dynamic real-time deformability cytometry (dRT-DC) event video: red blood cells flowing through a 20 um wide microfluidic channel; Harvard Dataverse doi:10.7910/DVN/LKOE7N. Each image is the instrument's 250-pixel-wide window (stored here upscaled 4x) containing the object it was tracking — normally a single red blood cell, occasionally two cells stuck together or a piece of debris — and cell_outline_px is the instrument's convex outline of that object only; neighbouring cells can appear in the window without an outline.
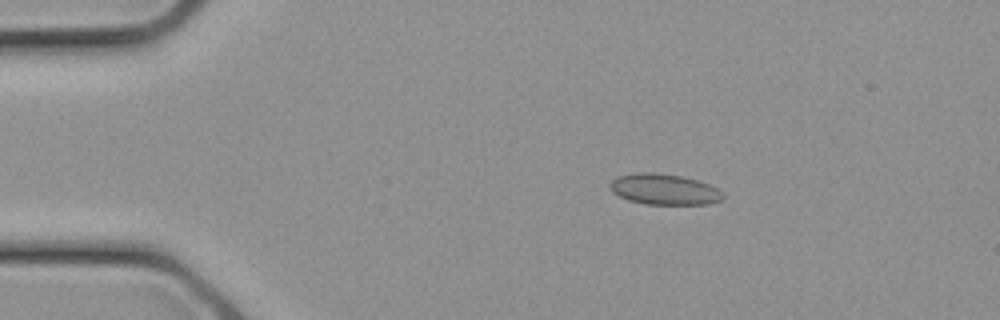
{"species": "common noctule bat (a hibernating species)", "species_latin": "Nyctalus noctula", "temperature_condition": "cold", "stored_images_in_passage": 7, "camera_frame_rate_fps": 3000, "um_per_image_px": 0.085, "animal": {"sex": "female", "body_mass_g": 21.9}, "frame": {"image": 1, "passage_image": 2, "time_ms": 0.333, "image_size_px": [1000, 320], "cell_outline_px": [[724, 196], [720, 200], [708, 204], [644, 204], [628, 200], [612, 192], [608, 188], [608, 184], [616, 176], [636, 172], [652, 172], [680, 176], [696, 180], [708, 184], [724, 192]], "centroid_in_image_um": [56.4, 16.09], "position_along_channel_um": 28.6, "area_um2": 20.35}}
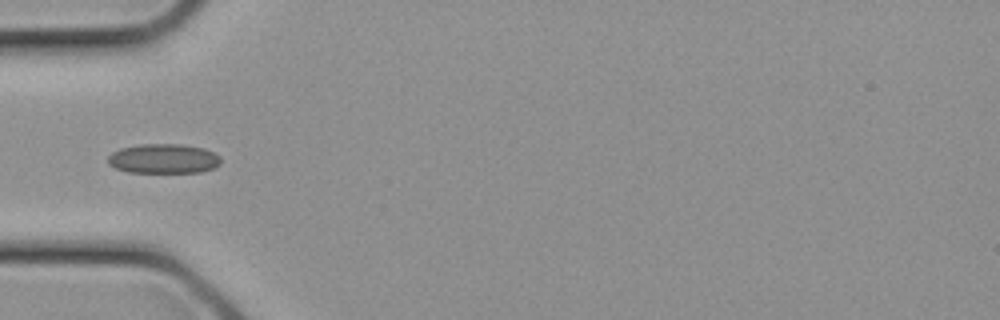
{"frame": {"image": 2, "passage_image": 6, "time_ms": 1.667, "image_size_px": [1000, 320], "cell_outline_px": [[220, 164], [216, 168], [200, 172], [128, 172], [116, 168], [108, 164], [108, 156], [112, 152], [120, 148], [140, 144], [184, 144], [204, 148], [220, 156]], "centroid_in_image_um": [13.91, 13.48], "position_along_channel_um": 71.1, "area_um2": 19.59}}